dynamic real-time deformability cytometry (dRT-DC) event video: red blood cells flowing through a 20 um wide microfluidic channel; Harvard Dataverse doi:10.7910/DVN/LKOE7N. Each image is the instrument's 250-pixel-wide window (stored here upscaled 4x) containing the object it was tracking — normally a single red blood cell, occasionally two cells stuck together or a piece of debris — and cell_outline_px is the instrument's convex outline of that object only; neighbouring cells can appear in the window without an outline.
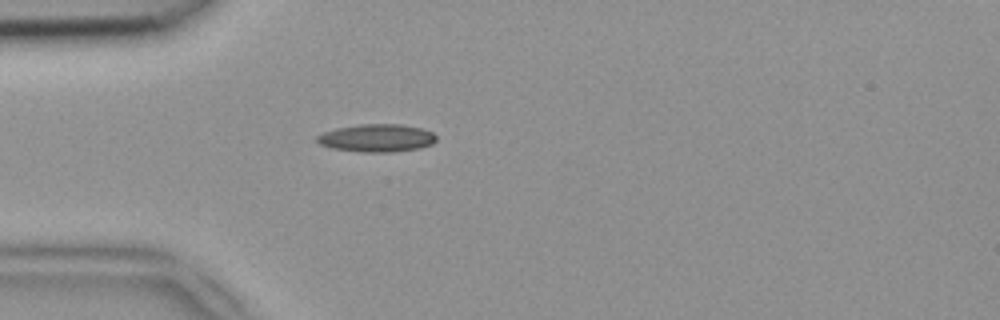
{"species": "common noctule bat (a hibernating species)", "species_latin": "Nyctalus noctula", "temperature_condition": "room temperature", "stored_images_in_passage": 16, "camera_frame_rate_fps": 3000, "um_per_image_px": 0.085, "animal": {"sex": "female", "body_mass_g": 18.4}, "frame": {"image": 1, "passage_image": 3, "time_ms": 0.667, "image_size_px": [1000, 320], "cell_outline_px": [[436, 140], [432, 144], [420, 148], [392, 152], [360, 152], [332, 148], [320, 144], [316, 140], [316, 136], [324, 132], [336, 128], [360, 124], [400, 124], [420, 128], [432, 132], [436, 136]], "centroid_in_image_um": [32.02, 11.73], "position_along_channel_um": 53.0, "area_um2": 19.31}}
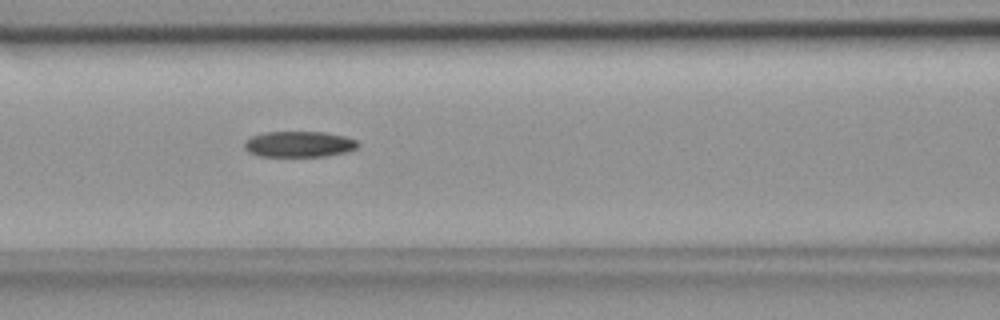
{"frame": {"image": 2, "passage_image": 10, "time_ms": 3.0, "image_size_px": [1000, 320], "cell_outline_px": [[360, 144], [356, 148], [348, 152], [324, 156], [260, 156], [248, 152], [244, 148], [244, 140], [252, 136], [264, 132], [324, 132], [344, 136], [356, 140]], "centroid_in_image_um": [25.41, 12.25], "position_along_channel_um": 141.2, "area_um2": 17.17}}
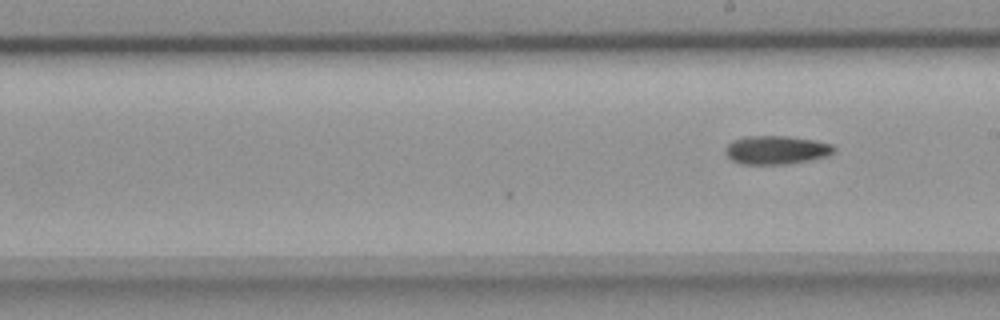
{"frame": {"image": 3, "passage_image": 16, "time_ms": 5.0, "image_size_px": [1000, 320], "cell_outline_px": [[836, 152], [828, 156], [808, 160], [784, 164], [740, 164], [732, 160], [724, 152], [724, 148], [732, 140], [748, 136], [788, 136], [812, 140], [832, 144], [836, 148]], "centroid_in_image_um": [65.98, 12.74], "position_along_channel_um": 223.0, "area_um2": 18.09}}